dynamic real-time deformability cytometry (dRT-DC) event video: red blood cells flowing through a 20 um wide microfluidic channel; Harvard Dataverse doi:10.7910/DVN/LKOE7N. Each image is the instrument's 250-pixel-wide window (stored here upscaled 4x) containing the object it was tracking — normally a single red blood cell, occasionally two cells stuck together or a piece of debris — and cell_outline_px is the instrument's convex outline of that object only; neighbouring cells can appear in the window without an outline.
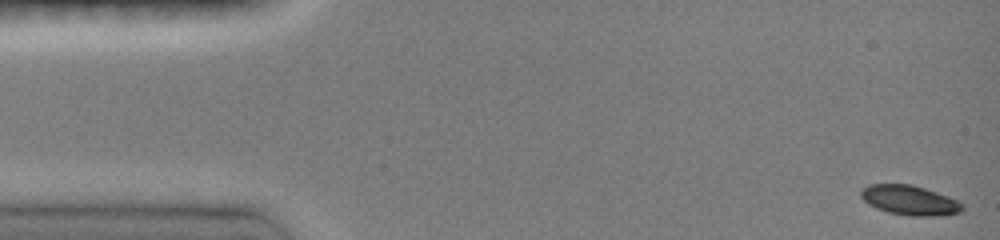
{"species": "common noctule bat (a hibernating species)", "species_latin": "Nyctalus noctula", "temperature_condition": "room temperature", "stored_images_in_passage": 46, "camera_frame_rate_fps": 3000, "um_per_image_px": 0.085, "animal": {"sex": "female", "body_mass_g": 19.0, "forearm_length_mm": 51.5}, "frame": {"image": 1, "passage_image": 1, "time_ms": 0.0, "image_size_px": [1000, 240], "cell_outline_px": [[964, 212], [936, 216], [908, 216], [888, 212], [876, 208], [868, 204], [860, 196], [860, 188], [868, 184], [912, 184], [948, 196], [964, 204]], "centroid_in_image_um": [77.32, 17.02], "position_along_channel_um": 7.7, "area_um2": 17.8}}
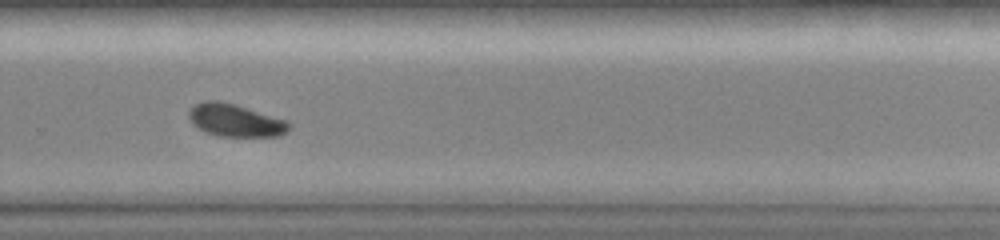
{"frame": {"image": 2, "passage_image": 32, "time_ms": 10.333, "image_size_px": [1000, 240], "cell_outline_px": [[288, 132], [280, 136], [220, 136], [208, 132], [192, 124], [188, 116], [188, 112], [196, 104], [204, 100], [216, 100], [236, 104], [288, 120]], "centroid_in_image_um": [20.02, 10.21], "position_along_channel_um": 309.8, "area_um2": 18.96}}
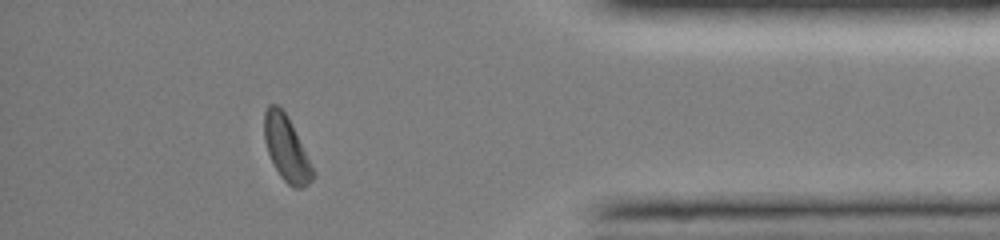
{"frame": {"image": 3, "passage_image": 41, "time_ms": 13.333, "image_size_px": [1000, 240], "cell_outline_px": [[316, 176], [304, 188], [292, 188], [280, 176], [268, 152], [264, 140], [264, 112], [268, 104], [276, 104], [288, 116], [316, 172]], "centroid_in_image_um": [24.37, 12.64], "position_along_channel_um": 410.8, "area_um2": 18.5}, "authors_computed_cell_mechanics": {"area_um2": 18.6694, "velocity_mm_per_s": 4.0977, "shape_relaxation_time_tau1_ms": 3.6634, "shape_relaxation_time_tau2_ms": null, "deformation_change_tau1": 0.1234, "deformation_change_tau2": null}}